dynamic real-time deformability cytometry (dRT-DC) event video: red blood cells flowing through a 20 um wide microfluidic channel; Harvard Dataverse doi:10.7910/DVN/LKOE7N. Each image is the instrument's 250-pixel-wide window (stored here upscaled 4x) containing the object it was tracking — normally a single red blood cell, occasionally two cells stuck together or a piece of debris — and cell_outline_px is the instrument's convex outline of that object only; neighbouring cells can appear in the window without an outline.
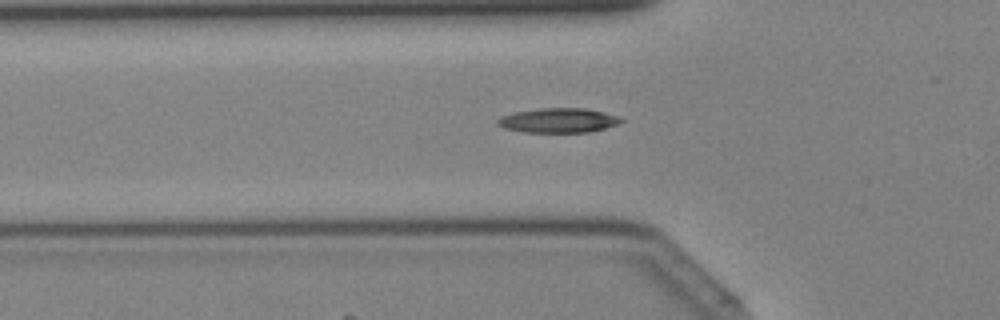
{"species": "Egyptian fruit bat (a non-hibernating species)", "species_latin": "Rousettus aegyptiacus", "temperature_condition": "cold", "stored_images_in_passage": 42, "camera_frame_rate_fps": 3000, "um_per_image_px": 0.085, "animal": {"sex": "female"}, "frame": {"image": 1, "passage_image": 15, "time_ms": 4.667, "image_size_px": [1000, 320], "cell_outline_px": [[624, 120], [620, 124], [592, 132], [524, 132], [504, 128], [496, 124], [496, 120], [500, 116], [516, 112], [540, 108], [584, 108], [604, 112], [616, 116]], "centroid_in_image_um": [47.46, 10.24], "position_along_channel_um": 78.3, "area_um2": 17.74}}
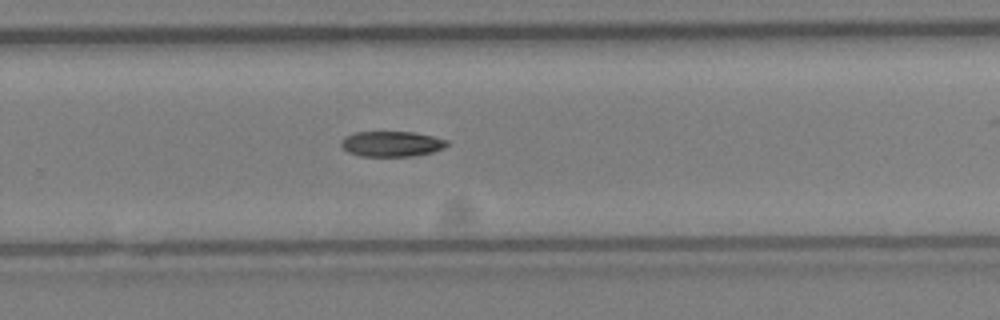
{"frame": {"image": 2, "passage_image": 28, "time_ms": 9.0, "image_size_px": [1000, 320], "cell_outline_px": [[448, 144], [444, 148], [432, 152], [412, 156], [360, 156], [348, 152], [340, 144], [340, 140], [344, 136], [356, 132], [416, 132], [448, 140]], "centroid_in_image_um": [33.28, 12.22], "position_along_channel_um": 296.5, "area_um2": 15.72}}
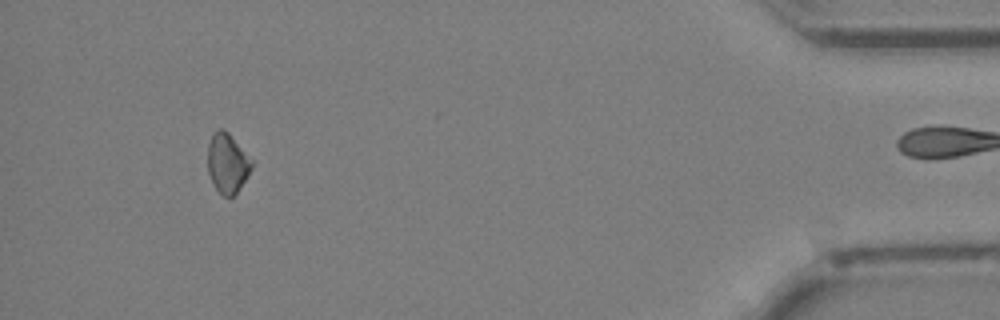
{"frame": {"image": 3, "passage_image": 39, "time_ms": 12.667, "image_size_px": [1000, 320], "cell_outline_px": [[252, 168], [248, 176], [236, 192], [232, 196], [224, 196], [216, 188], [208, 172], [208, 144], [212, 132], [216, 128], [224, 128], [228, 132], [252, 160]], "centroid_in_image_um": [19.31, 13.82], "position_along_channel_um": 415.9, "area_um2": 15.14}}